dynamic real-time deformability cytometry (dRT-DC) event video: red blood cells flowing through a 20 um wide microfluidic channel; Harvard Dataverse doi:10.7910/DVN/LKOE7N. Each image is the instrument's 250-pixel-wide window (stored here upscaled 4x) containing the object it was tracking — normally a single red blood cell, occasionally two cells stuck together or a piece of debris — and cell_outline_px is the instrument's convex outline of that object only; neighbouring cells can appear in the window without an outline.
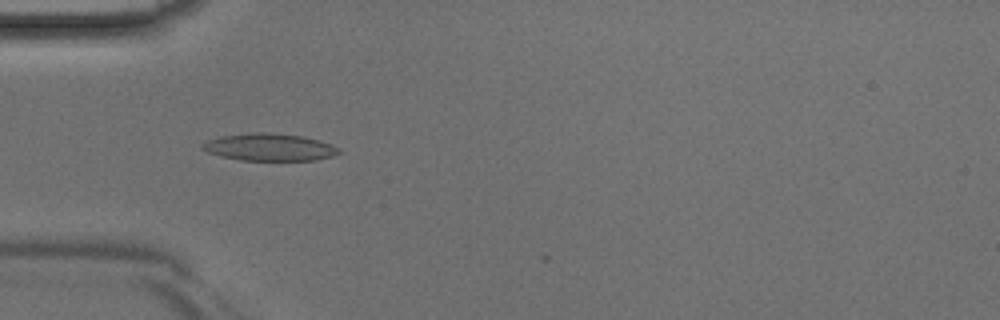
{"species": "Egyptian fruit bat (a non-hibernating species)", "species_latin": "Rousettus aegyptiacus", "temperature_condition": "room temperature", "stored_images_in_passage": 10, "camera_frame_rate_fps": 3000, "um_per_image_px": 0.085, "animal": {"sex": "male"}, "frame": {"image": 1, "passage_image": 4, "time_ms": 1.0, "image_size_px": [1000, 320], "cell_outline_px": [[340, 152], [332, 156], [316, 160], [240, 160], [220, 156], [208, 152], [200, 148], [200, 144], [208, 140], [220, 136], [248, 132], [264, 132], [304, 136], [332, 144], [340, 148]], "centroid_in_image_um": [22.88, 12.5], "position_along_channel_um": 62.1, "area_um2": 21.85}}
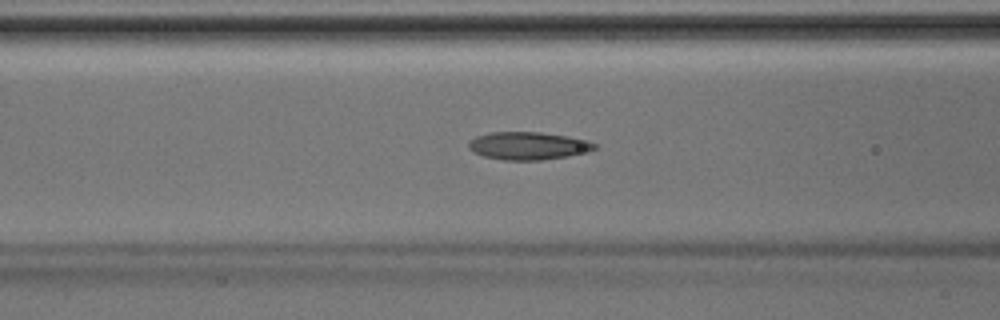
{"frame": {"image": 2, "passage_image": 8, "time_ms": 2.333, "image_size_px": [1000, 320], "cell_outline_px": [[596, 148], [588, 152], [568, 156], [540, 160], [504, 160], [484, 156], [472, 152], [468, 148], [468, 144], [476, 136], [492, 132], [540, 132], [568, 136], [588, 140], [596, 144]], "centroid_in_image_um": [44.91, 12.39], "position_along_channel_um": 121.7, "area_um2": 20.4}}